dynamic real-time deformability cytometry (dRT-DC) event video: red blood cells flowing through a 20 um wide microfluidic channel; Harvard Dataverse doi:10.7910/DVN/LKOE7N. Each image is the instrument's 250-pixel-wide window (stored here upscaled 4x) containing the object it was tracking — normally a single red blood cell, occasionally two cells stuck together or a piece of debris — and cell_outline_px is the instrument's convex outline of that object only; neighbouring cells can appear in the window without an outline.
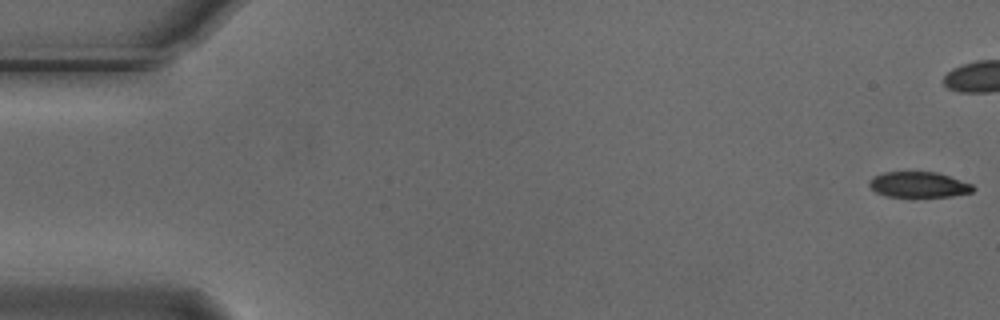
{"species": "Egyptian fruit bat (a non-hibernating species)", "species_latin": "Rousettus aegyptiacus", "temperature_condition": "cold", "stored_images_in_passage": 45, "camera_frame_rate_fps": 3000, "um_per_image_px": 0.085, "animal": {"sex": "male"}, "frame": {"image": 1, "passage_image": 1, "time_ms": 0.0, "image_size_px": [1000, 320], "cell_outline_px": [[976, 188], [972, 192], [952, 196], [888, 196], [876, 192], [868, 184], [868, 180], [872, 176], [884, 172], [936, 172], [972, 184]], "centroid_in_image_um": [78.07, 15.68], "position_along_channel_um": 6.9, "area_um2": 15.32}}
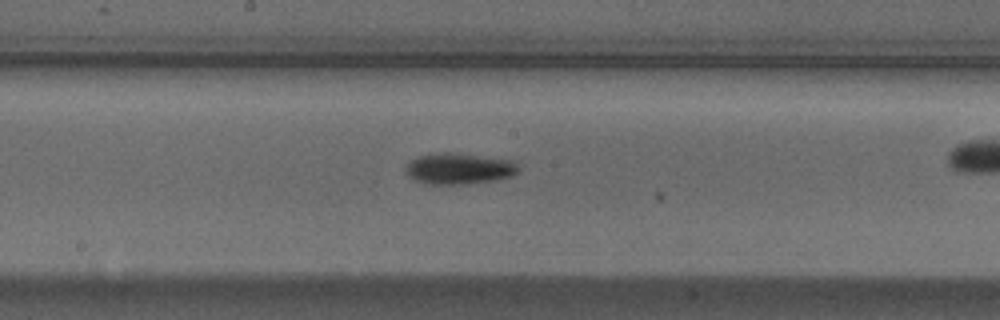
{"frame": {"image": 2, "passage_image": 29, "time_ms": 9.333, "image_size_px": [1000, 320], "cell_outline_px": [[520, 168], [512, 176], [496, 180], [468, 184], [428, 184], [412, 180], [408, 176], [408, 164], [412, 160], [420, 156], [444, 152], [452, 152], [512, 160]], "centroid_in_image_um": [39.05, 14.34], "position_along_channel_um": 209.2, "area_um2": 20.29}}
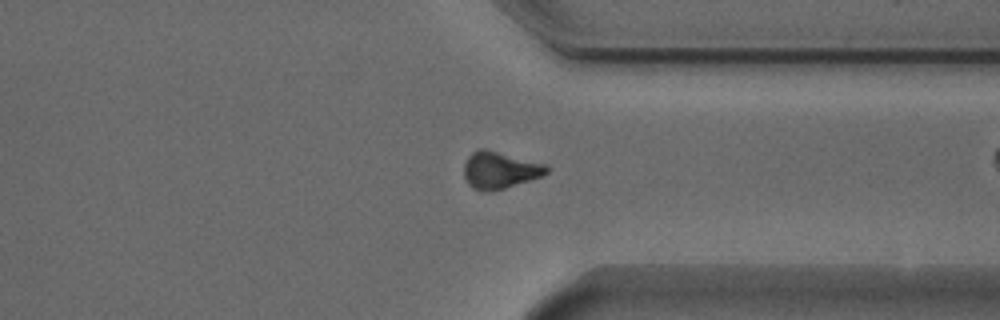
{"frame": {"image": 3, "passage_image": 42, "time_ms": 13.667, "image_size_px": [1000, 320], "cell_outline_px": [[548, 172], [544, 176], [492, 192], [480, 192], [472, 188], [468, 184], [464, 176], [464, 164], [468, 156], [472, 152], [480, 148], [484, 148], [544, 164], [548, 168]], "centroid_in_image_um": [42.45, 14.49], "position_along_channel_um": 369.0, "area_um2": 17.92}}